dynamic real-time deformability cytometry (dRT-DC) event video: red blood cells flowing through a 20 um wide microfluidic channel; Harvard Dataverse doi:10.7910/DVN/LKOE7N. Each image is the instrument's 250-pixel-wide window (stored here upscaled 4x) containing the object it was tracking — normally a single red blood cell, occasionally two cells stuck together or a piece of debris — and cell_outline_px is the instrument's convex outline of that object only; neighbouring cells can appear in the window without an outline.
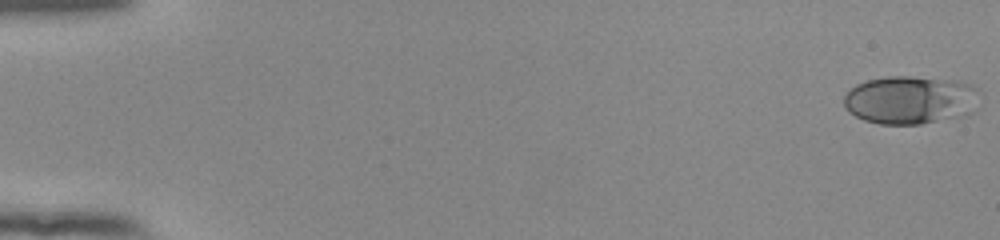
{"species": "human", "species_latin": "Homo sapiens", "temperature_condition": "room temperature", "stored_images_in_passage": 54, "camera_frame_rate_fps": 3000, "um_per_image_px": 0.085, "donor": {"sex": "female"}, "frame": {"image": 1, "passage_image": 1, "time_ms": 0.0, "image_size_px": [1000, 240], "cell_outline_px": [[976, 88], [972, 112], [968, 116], [920, 124], [880, 124], [864, 120], [848, 112], [844, 104], [844, 96], [856, 84], [868, 80], [888, 76], [908, 76], [960, 80]], "centroid_in_image_um": [77.35, 8.5], "position_along_channel_um": 7.7, "area_um2": 38.09}}
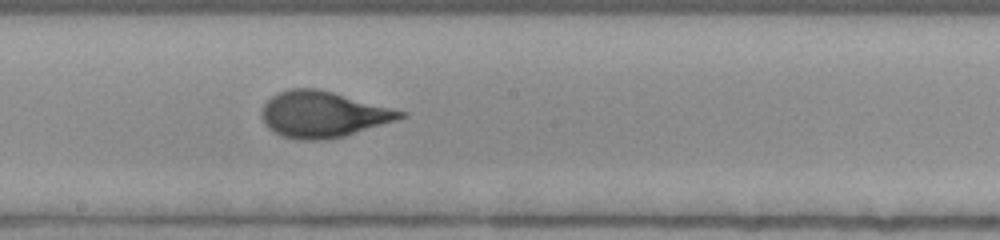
{"frame": {"image": 2, "passage_image": 31, "time_ms": 10.0, "image_size_px": [1000, 240], "cell_outline_px": [[408, 116], [396, 120], [344, 136], [328, 140], [296, 140], [280, 136], [268, 128], [264, 124], [260, 112], [264, 104], [276, 92], [288, 88], [316, 88], [332, 92], [408, 112]], "centroid_in_image_um": [27.42, 9.73], "position_along_channel_um": 220.8, "area_um2": 37.45}}
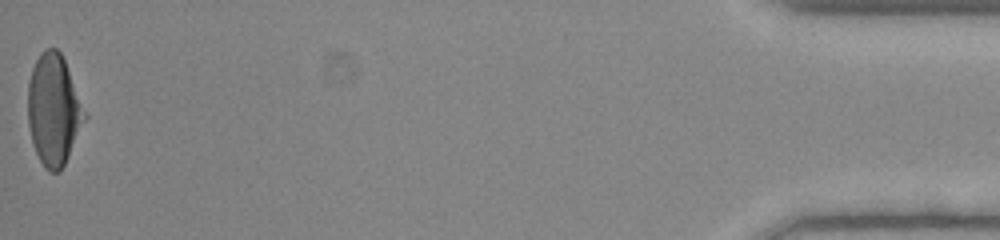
{"frame": {"image": 3, "passage_image": 54, "time_ms": 17.667, "image_size_px": [1000, 240], "cell_outline_px": [[88, 116], [60, 172], [48, 172], [44, 168], [32, 144], [28, 124], [28, 84], [32, 68], [40, 52], [44, 48], [56, 48], [60, 52], [64, 60]], "centroid_in_image_um": [4.56, 9.34], "position_along_channel_um": 430.6, "area_um2": 36.76}, "authors_computed_cell_mechanics": {"area_um2": 36.125, "velocity_mm_per_s": 3.9081, "shape_relaxation_time_tau1_ms": 3.9976, "shape_relaxation_time_tau2_ms": null, "deformation_change_tau1": 0.1973, "deformation_change_tau2": null}}